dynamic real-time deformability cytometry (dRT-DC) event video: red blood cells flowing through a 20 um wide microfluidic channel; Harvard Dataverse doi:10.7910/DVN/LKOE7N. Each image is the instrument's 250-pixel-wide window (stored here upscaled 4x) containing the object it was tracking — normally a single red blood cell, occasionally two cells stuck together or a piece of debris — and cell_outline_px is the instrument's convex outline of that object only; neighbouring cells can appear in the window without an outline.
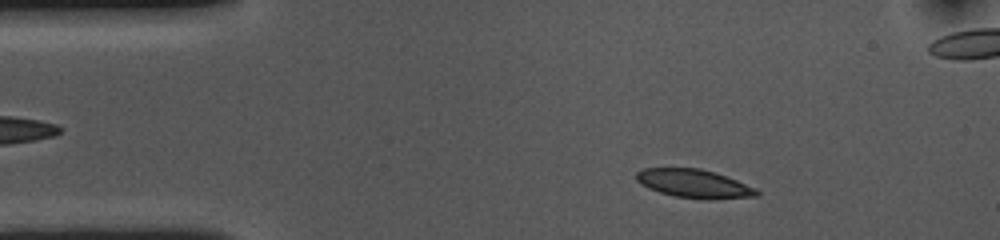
{"species": "common noctule bat (a hibernating species)", "species_latin": "Nyctalus noctula", "temperature_condition": "cold", "stored_images_in_passage": 53, "camera_frame_rate_fps": 3000, "um_per_image_px": 0.085, "animal": {"sex": "female", "body_mass_g": 10.0, "forearm_length_mm": 53.1}, "frame": {"image": 1, "passage_image": 6, "time_ms": 1.667, "image_size_px": [1000, 240], "cell_outline_px": [[760, 192], [756, 196], [712, 200], [708, 200], [676, 196], [660, 192], [648, 188], [640, 184], [636, 180], [636, 172], [644, 168], [700, 168], [736, 180], [756, 188]], "centroid_in_image_um": [58.98, 15.61], "position_along_channel_um": 26.0, "area_um2": 19.88}}
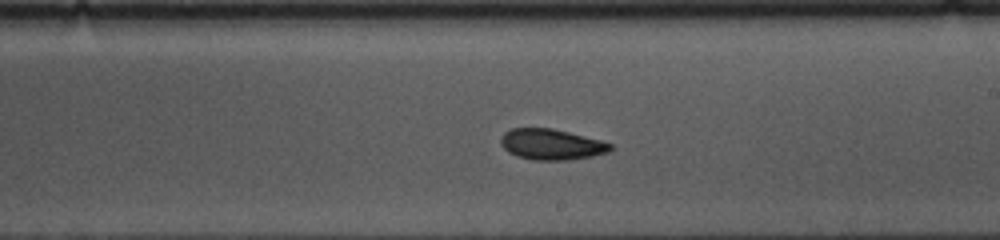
{"frame": {"image": 2, "passage_image": 28, "time_ms": 9.0, "image_size_px": [1000, 240], "cell_outline_px": [[612, 148], [608, 152], [592, 156], [568, 160], [532, 160], [516, 156], [508, 152], [500, 144], [500, 136], [504, 132], [512, 128], [552, 128], [600, 140], [612, 144]], "centroid_in_image_um": [46.82, 12.27], "position_along_channel_um": 242.2, "area_um2": 19.71}}
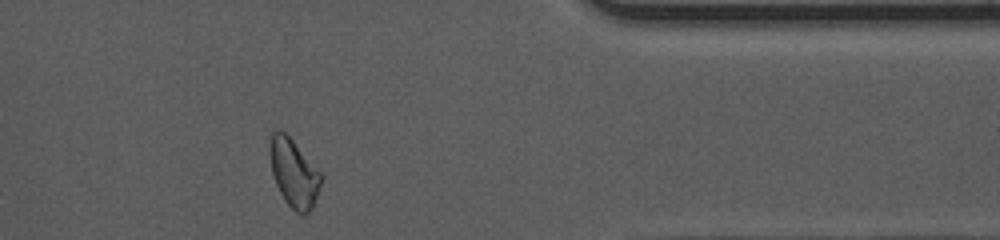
{"frame": {"image": 3, "passage_image": 42, "time_ms": 13.667, "image_size_px": [1000, 240], "cell_outline_px": [[320, 184], [312, 208], [304, 216], [296, 212], [284, 200], [276, 184], [272, 172], [272, 132], [276, 128], [280, 128], [292, 140], [320, 172]], "centroid_in_image_um": [24.98, 14.74], "position_along_channel_um": 386.4, "area_um2": 19.42}, "authors_computed_cell_mechanics": {"area_um2": 20.1722, "velocity_mm_per_s": 3.5848, "shape_relaxation_time_tau1_ms": 3.4367, "shape_relaxation_time_tau2_ms": 4.8814, "deformation_change_tau1": 0.0956, "deformation_change_tau2": 0.0807}}